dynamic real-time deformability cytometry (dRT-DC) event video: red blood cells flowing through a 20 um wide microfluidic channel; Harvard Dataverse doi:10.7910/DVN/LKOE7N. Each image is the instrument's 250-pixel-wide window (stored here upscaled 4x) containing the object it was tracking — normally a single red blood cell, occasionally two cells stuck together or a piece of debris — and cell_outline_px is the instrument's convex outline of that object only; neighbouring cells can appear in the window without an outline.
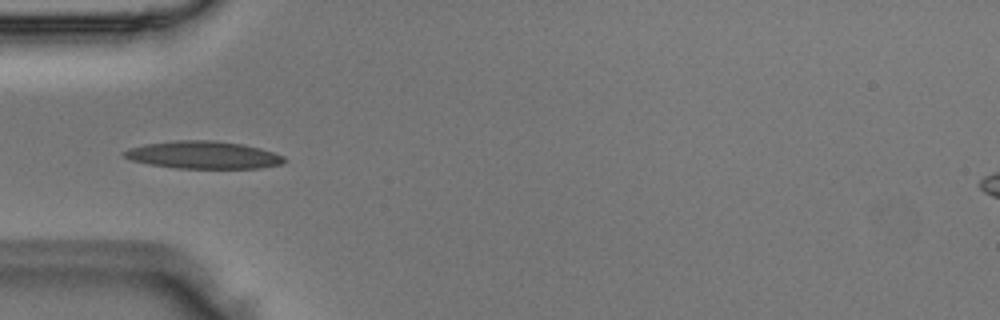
{"species": "Egyptian fruit bat (a non-hibernating species)", "species_latin": "Rousettus aegyptiacus", "temperature_condition": "room temperature", "stored_images_in_passage": 5, "camera_frame_rate_fps": 3000, "um_per_image_px": 0.085, "animal": {"sex": "male"}, "frame": {"image": 1, "passage_image": 4, "time_ms": 1.0, "image_size_px": [1000, 320], "cell_outline_px": [[288, 160], [280, 164], [260, 168], [176, 168], [148, 164], [132, 160], [124, 156], [120, 152], [128, 148], [144, 144], [176, 140], [212, 140], [244, 144], [260, 148], [284, 156]], "centroid_in_image_um": [17.26, 13.16], "position_along_channel_um": 67.7, "area_um2": 25.78}}